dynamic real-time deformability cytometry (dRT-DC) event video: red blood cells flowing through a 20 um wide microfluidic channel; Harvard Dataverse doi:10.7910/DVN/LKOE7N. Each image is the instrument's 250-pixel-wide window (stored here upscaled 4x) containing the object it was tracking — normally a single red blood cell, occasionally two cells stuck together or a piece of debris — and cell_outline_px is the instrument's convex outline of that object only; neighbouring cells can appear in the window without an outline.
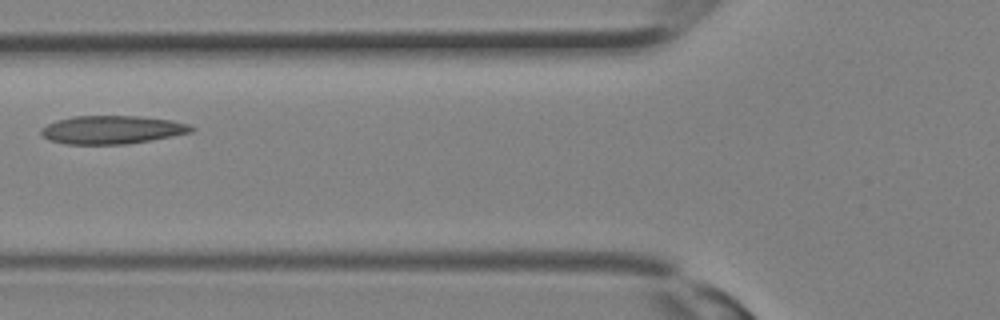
{"species": "Egyptian fruit bat (a non-hibernating species)", "species_latin": "Rousettus aegyptiacus", "temperature_condition": "room temperature", "stored_images_in_passage": 12, "camera_frame_rate_fps": 3000, "um_per_image_px": 0.085, "animal": {"sex": "female"}, "frame": {"image": 1, "passage_image": 9, "time_ms": 2.667, "image_size_px": [1000, 320], "cell_outline_px": [[196, 128], [192, 132], [172, 136], [124, 144], [64, 144], [48, 140], [40, 132], [40, 128], [56, 120], [72, 116], [140, 116], [172, 120], [188, 124]], "centroid_in_image_um": [9.5, 11.02], "position_along_channel_um": 116.3, "area_um2": 24.74}}
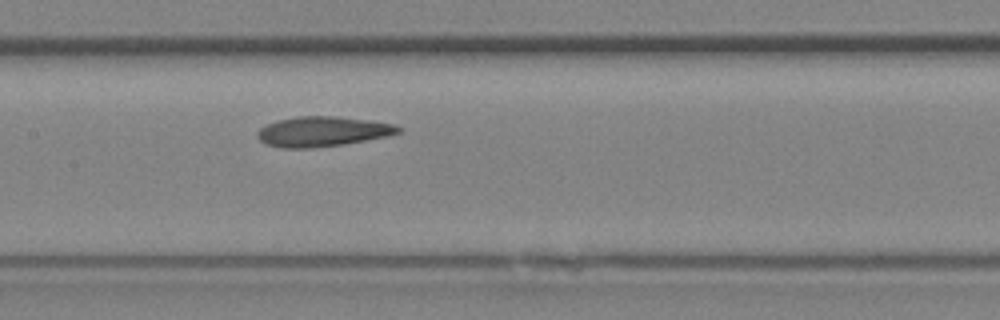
{"frame": {"image": 2, "passage_image": 12, "time_ms": 3.667, "image_size_px": [1000, 320], "cell_outline_px": [[400, 132], [388, 136], [344, 144], [308, 148], [284, 148], [264, 144], [256, 136], [256, 132], [260, 128], [276, 120], [296, 116], [336, 116], [368, 120], [396, 124], [400, 128]], "centroid_in_image_um": [27.39, 11.17], "position_along_channel_um": 180.0, "area_um2": 24.68}}